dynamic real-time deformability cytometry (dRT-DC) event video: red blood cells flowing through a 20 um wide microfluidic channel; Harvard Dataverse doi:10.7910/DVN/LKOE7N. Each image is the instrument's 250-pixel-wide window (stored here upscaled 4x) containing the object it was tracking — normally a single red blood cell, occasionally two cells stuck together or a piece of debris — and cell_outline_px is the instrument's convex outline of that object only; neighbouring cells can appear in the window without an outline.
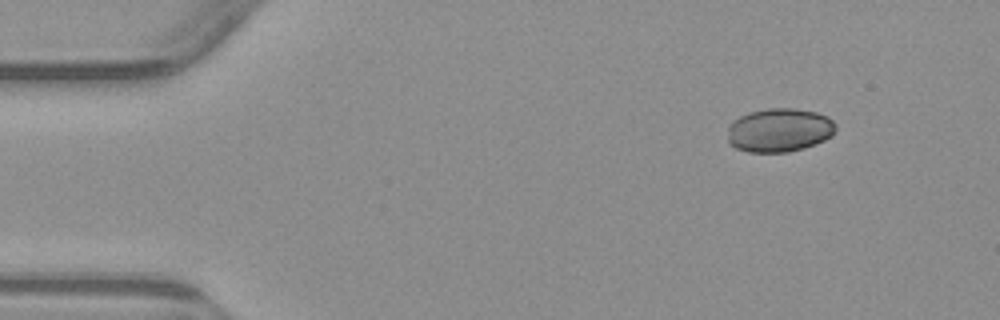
{"species": "common noctule bat (a hibernating species)", "species_latin": "Nyctalus noctula", "temperature_condition": "warm", "stored_images_in_passage": 5, "camera_frame_rate_fps": 3000, "um_per_image_px": 0.085, "animal": {"sex": "male", "body_mass_g": 23.1, "forearm_length_mm": 52.7}, "frame": {"image": 1, "passage_image": 1, "time_ms": 0.0, "image_size_px": [1000, 320], "cell_outline_px": [[836, 128], [832, 136], [816, 144], [804, 148], [788, 152], [748, 152], [736, 148], [728, 140], [728, 128], [732, 120], [740, 116], [752, 112], [768, 108], [792, 108], [816, 112], [828, 116], [836, 124]], "centroid_in_image_um": [66.26, 11.06], "position_along_channel_um": 18.7, "area_um2": 27.63}}
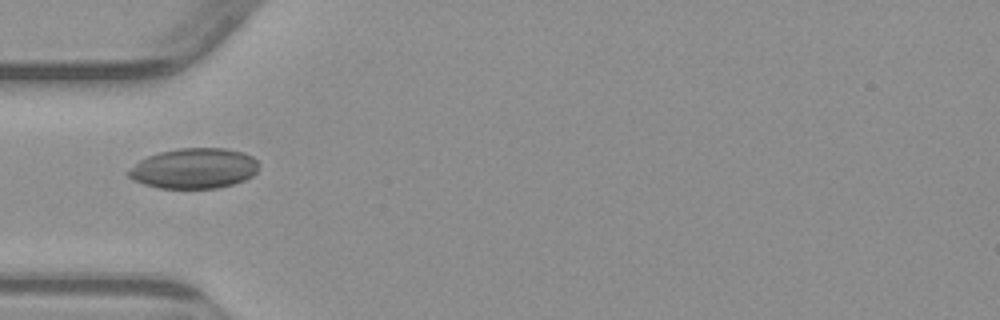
{"frame": {"image": 2, "passage_image": 4, "time_ms": 3.667, "image_size_px": [1000, 320], "cell_outline_px": [[260, 164], [256, 172], [252, 176], [244, 180], [220, 188], [156, 188], [144, 184], [128, 176], [124, 172], [140, 160], [148, 156], [160, 152], [180, 148], [224, 148], [244, 152], [252, 156]], "centroid_in_image_um": [16.5, 14.31], "position_along_channel_um": 68.5, "area_um2": 30.75}}
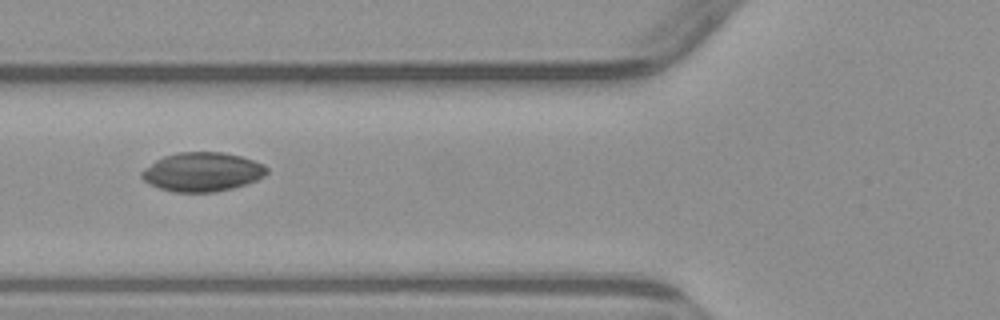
{"frame": {"image": 3, "passage_image": 5, "time_ms": 4.667, "image_size_px": [1000, 320], "cell_outline_px": [[268, 172], [264, 176], [256, 180], [232, 188], [212, 192], [172, 192], [160, 188], [144, 180], [140, 176], [140, 172], [144, 168], [156, 160], [164, 156], [176, 152], [224, 152], [240, 156], [264, 164], [268, 168]], "centroid_in_image_um": [17.19, 14.6], "position_along_channel_um": 108.6, "area_um2": 28.38}}